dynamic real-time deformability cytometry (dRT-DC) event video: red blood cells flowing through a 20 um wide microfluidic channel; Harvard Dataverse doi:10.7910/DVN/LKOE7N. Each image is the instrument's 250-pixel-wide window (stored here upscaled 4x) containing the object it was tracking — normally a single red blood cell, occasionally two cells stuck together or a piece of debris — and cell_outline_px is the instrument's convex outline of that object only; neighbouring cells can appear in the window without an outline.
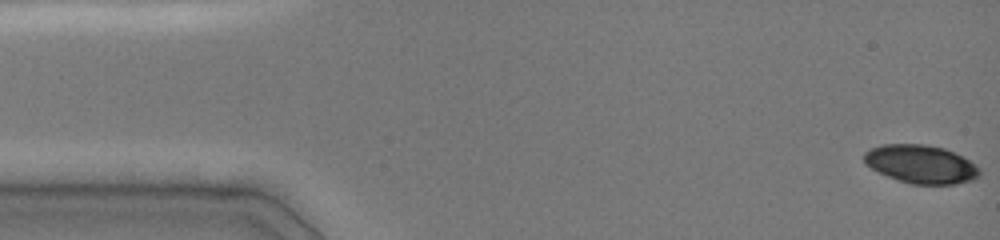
{"species": "common noctule bat (a hibernating species)", "species_latin": "Nyctalus noctula", "temperature_condition": "cold", "stored_images_in_passage": 48, "camera_frame_rate_fps": 3000, "um_per_image_px": 0.085, "animal": {"sex": "female", "body_mass_g": 19.0, "forearm_length_mm": 51.5}, "frame": {"image": 1, "passage_image": 1, "time_ms": 0.0, "image_size_px": [1000, 240], "cell_outline_px": [[980, 176], [972, 180], [956, 184], [912, 184], [888, 176], [864, 164], [864, 152], [872, 148], [884, 144], [924, 144], [944, 148], [968, 160], [980, 168]], "centroid_in_image_um": [78.28, 13.95], "position_along_channel_um": 6.7, "area_um2": 25.55}}
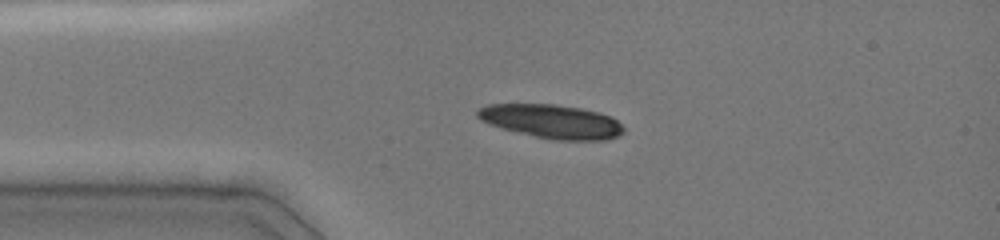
{"frame": {"image": 2, "passage_image": 11, "time_ms": 3.333, "image_size_px": [1000, 240], "cell_outline_px": [[624, 132], [620, 136], [604, 140], [556, 140], [536, 136], [488, 124], [480, 120], [476, 116], [476, 108], [488, 104], [556, 104], [580, 108], [600, 112], [612, 116], [624, 128]], "centroid_in_image_um": [46.9, 10.31], "position_along_channel_um": 38.1, "area_um2": 28.84}}